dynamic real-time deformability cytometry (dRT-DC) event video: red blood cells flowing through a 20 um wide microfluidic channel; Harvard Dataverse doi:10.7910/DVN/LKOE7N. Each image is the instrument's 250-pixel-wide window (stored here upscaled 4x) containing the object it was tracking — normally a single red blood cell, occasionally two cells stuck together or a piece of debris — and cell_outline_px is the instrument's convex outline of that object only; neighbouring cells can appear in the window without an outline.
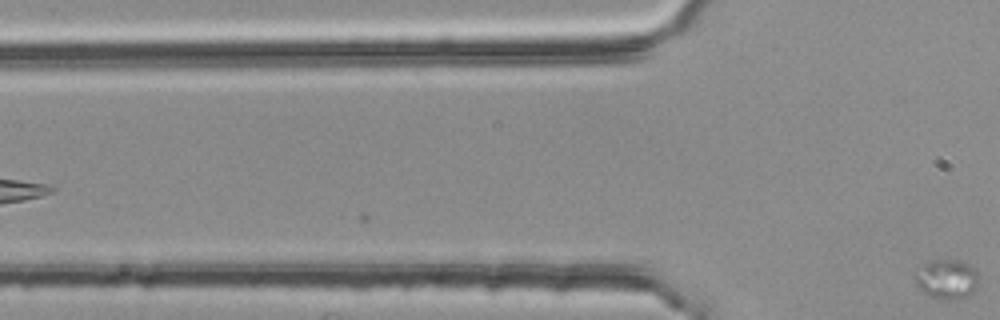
{"species": "common noctule bat (a hibernating species)", "species_latin": "Nyctalus noctula", "temperature_condition": "room temperature", "stored_images_in_passage": 4, "camera_frame_rate_fps": 3000, "um_per_image_px": 0.085, "animal": {"sex": "female", "body_mass_g": 25.1}, "frame": {"image": 1, "passage_image": 4, "time_ms": 1.0, "image_size_px": [1000, 320], "cell_outline_px": [[980, 276], [976, 288], [968, 296], [956, 300], [936, 300], [928, 296], [916, 288], [912, 276], [928, 260], [960, 260], [972, 264], [976, 268]], "centroid_in_image_um": [80.47, 23.74], "position_along_channel_um": 45.3, "area_um2": 15.55}}